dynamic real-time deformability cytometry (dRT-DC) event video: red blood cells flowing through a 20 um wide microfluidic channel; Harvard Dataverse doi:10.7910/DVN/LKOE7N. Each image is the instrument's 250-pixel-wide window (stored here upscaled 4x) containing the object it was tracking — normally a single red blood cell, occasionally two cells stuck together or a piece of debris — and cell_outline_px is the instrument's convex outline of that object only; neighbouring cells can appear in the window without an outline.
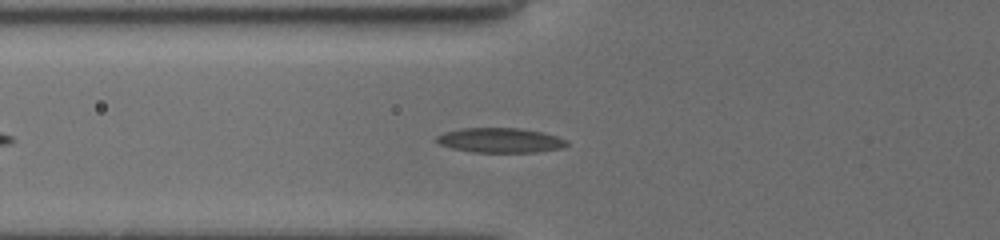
{"species": "common noctule bat (a hibernating species)", "species_latin": "Nyctalus noctula", "temperature_condition": "cold", "stored_images_in_passage": 44, "camera_frame_rate_fps": 3000, "um_per_image_px": 0.085, "animal": {"sex": "female", "body_mass_g": 19.5, "forearm_length_mm": 54.1}, "frame": {"image": 1, "passage_image": 7, "time_ms": 3.0, "image_size_px": [1000, 240], "cell_outline_px": [[568, 144], [560, 148], [536, 152], [472, 152], [452, 148], [440, 144], [436, 140], [436, 136], [444, 132], [460, 128], [520, 128], [544, 132], [568, 140]], "centroid_in_image_um": [42.52, 11.92], "position_along_channel_um": 83.3, "area_um2": 18.79}}
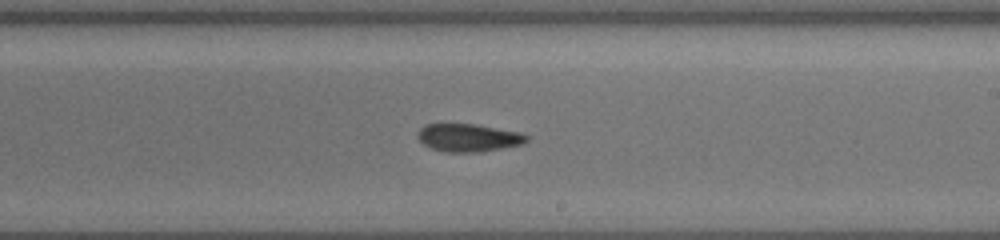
{"frame": {"image": 2, "passage_image": 22, "time_ms": 7.333, "image_size_px": [1000, 240], "cell_outline_px": [[528, 140], [524, 144], [504, 148], [480, 152], [444, 152], [432, 148], [424, 144], [416, 136], [416, 132], [420, 128], [428, 124], [476, 124], [516, 132], [528, 136]], "centroid_in_image_um": [39.8, 11.71], "position_along_channel_um": 249.2, "area_um2": 17.63}}
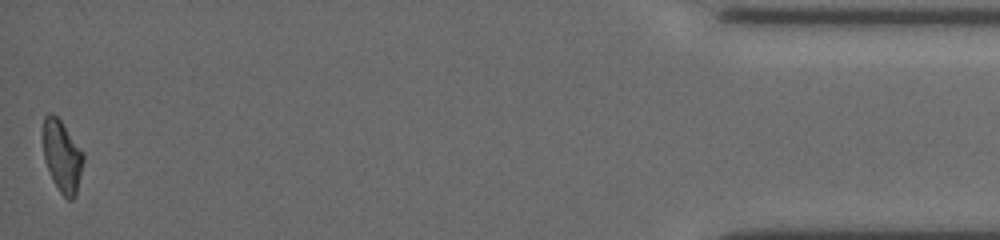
{"frame": {"image": 3, "passage_image": 44, "time_ms": 14.0, "image_size_px": [1000, 240], "cell_outline_px": [[84, 160], [76, 196], [72, 200], [68, 200], [60, 192], [52, 180], [44, 160], [44, 116], [48, 112], [52, 112], [60, 120], [84, 152]], "centroid_in_image_um": [5.3, 13.3], "position_along_channel_um": 429.9, "area_um2": 16.88}, "authors_computed_cell_mechanics": {"area_um2": 17.6001, "velocity_mm_per_s": 3.8331, "shape_relaxation_time_tau1_ms": 4.7456, "shape_relaxation_time_tau2_ms": 3.6918, "deformation_change_tau1": 0.148, "deformation_change_tau2": 0.1059}}